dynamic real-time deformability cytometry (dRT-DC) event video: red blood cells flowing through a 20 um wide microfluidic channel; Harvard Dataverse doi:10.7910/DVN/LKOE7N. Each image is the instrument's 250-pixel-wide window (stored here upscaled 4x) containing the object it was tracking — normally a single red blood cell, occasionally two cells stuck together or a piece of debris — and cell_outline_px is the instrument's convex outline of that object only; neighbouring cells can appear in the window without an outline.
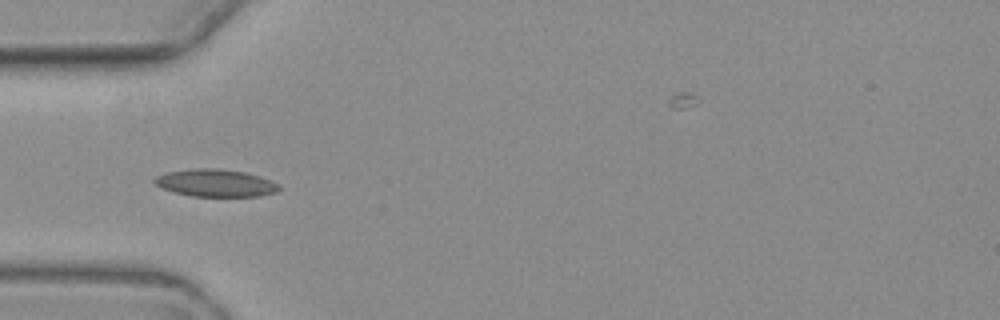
{"species": "common noctule bat (a hibernating species)", "species_latin": "Nyctalus noctula", "temperature_condition": "warm", "stored_images_in_passage": 6, "camera_frame_rate_fps": 3000, "um_per_image_px": 0.085, "animal": {"sex": "female", "body_mass_g": 19.3, "forearm_length_mm": 54.1}, "frame": {"image": 1, "passage_image": 4, "time_ms": 3.333, "image_size_px": [1000, 320], "cell_outline_px": [[280, 188], [276, 192], [260, 196], [192, 196], [160, 188], [152, 180], [156, 176], [168, 172], [196, 168], [216, 168], [244, 172], [280, 184]], "centroid_in_image_um": [18.3, 15.56], "position_along_channel_um": 66.7, "area_um2": 19.65}}
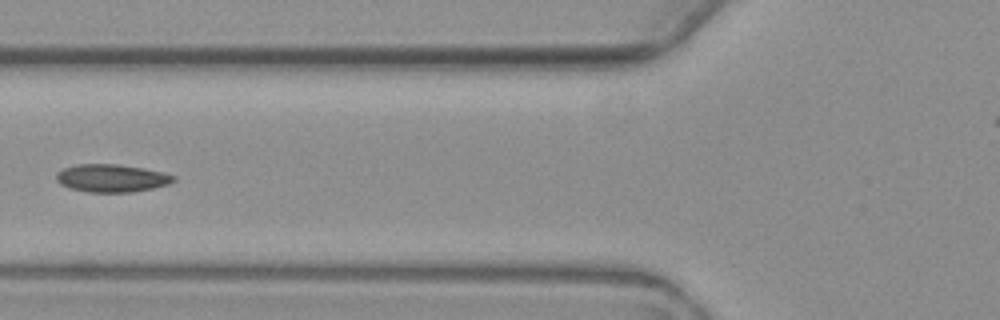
{"frame": {"image": 2, "passage_image": 5, "time_ms": 4.667, "image_size_px": [1000, 320], "cell_outline_px": [[176, 180], [168, 184], [152, 188], [132, 192], [88, 192], [68, 188], [60, 184], [56, 180], [56, 172], [64, 168], [76, 164], [116, 164], [144, 168], [164, 172], [176, 176]], "centroid_in_image_um": [9.48, 15.14], "position_along_channel_um": 116.3, "area_um2": 19.13}}
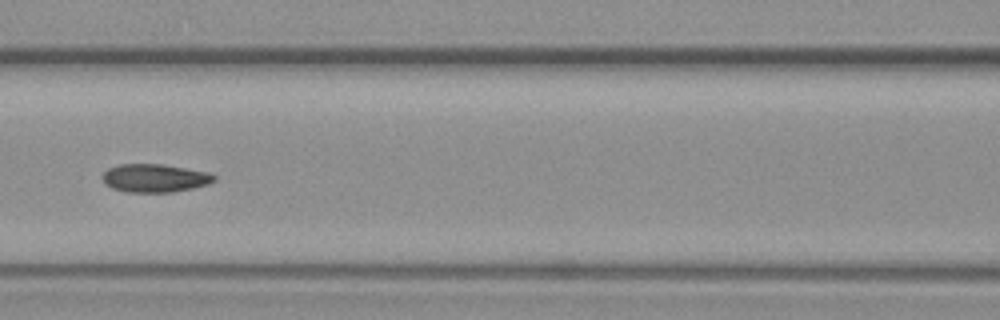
{"frame": {"image": 3, "passage_image": 6, "time_ms": 5.667, "image_size_px": [1000, 320], "cell_outline_px": [[216, 180], [208, 184], [192, 188], [172, 192], [124, 192], [112, 188], [104, 184], [100, 176], [108, 168], [120, 164], [164, 164], [208, 172], [216, 176]], "centroid_in_image_um": [13.12, 15.14], "position_along_channel_um": 153.5, "area_um2": 18.55}}